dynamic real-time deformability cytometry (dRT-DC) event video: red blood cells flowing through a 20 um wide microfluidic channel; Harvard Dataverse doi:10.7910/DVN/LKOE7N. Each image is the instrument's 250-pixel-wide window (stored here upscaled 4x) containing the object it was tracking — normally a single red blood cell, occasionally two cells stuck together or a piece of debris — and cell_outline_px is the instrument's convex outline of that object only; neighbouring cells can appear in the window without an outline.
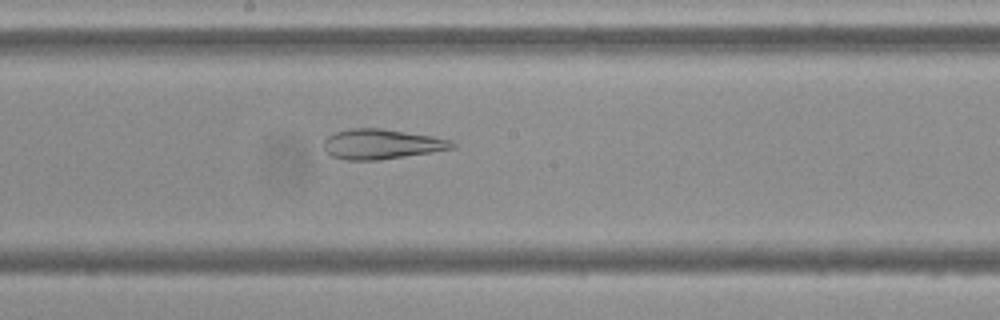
{"species": "Egyptian fruit bat (a non-hibernating species)", "species_latin": "Rousettus aegyptiacus", "temperature_condition": "cold", "stored_images_in_passage": 54, "camera_frame_rate_fps": 3000, "um_per_image_px": 0.085, "frame": {"image": 1, "passage_image": 29, "time_ms": 9.333, "image_size_px": [1000, 320], "cell_outline_px": [[456, 148], [432, 152], [380, 160], [344, 160], [332, 156], [324, 148], [324, 140], [328, 136], [336, 132], [352, 128], [380, 128], [432, 136], [452, 140], [456, 144]], "centroid_in_image_um": [32.46, 12.25], "position_along_channel_um": 215.7, "area_um2": 22.43}}
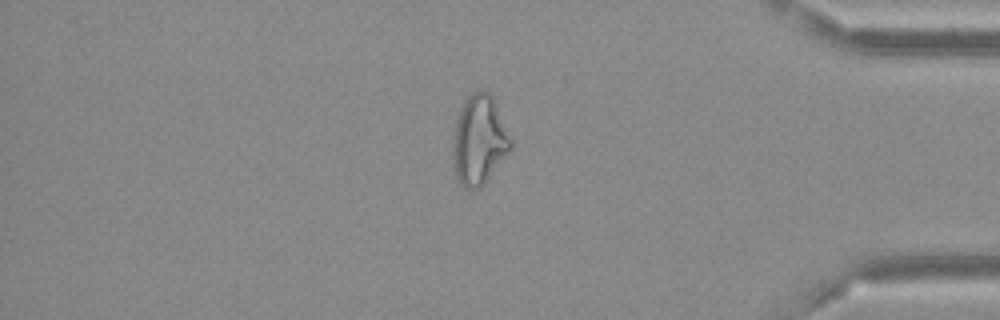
{"frame": {"image": 2, "passage_image": 46, "time_ms": 15.0, "image_size_px": [1000, 320], "cell_outline_px": [[512, 144], [508, 152], [480, 188], [468, 192], [460, 184], [456, 176], [452, 144], [456, 120], [460, 108], [464, 100], [472, 92], [488, 92], [492, 96], [512, 140]], "centroid_in_image_um": [40.7, 11.93], "position_along_channel_um": 394.5, "area_um2": 29.77}, "authors_computed_cell_mechanics": {"area_um2": 29.8826, "velocity_mm_per_s": 3.6643, "shape_relaxation_time_tau1_ms": null, "shape_relaxation_time_tau2_ms": 3.2225, "deformation_change_tau1": null, "deformation_change_tau2": 0.1143}}